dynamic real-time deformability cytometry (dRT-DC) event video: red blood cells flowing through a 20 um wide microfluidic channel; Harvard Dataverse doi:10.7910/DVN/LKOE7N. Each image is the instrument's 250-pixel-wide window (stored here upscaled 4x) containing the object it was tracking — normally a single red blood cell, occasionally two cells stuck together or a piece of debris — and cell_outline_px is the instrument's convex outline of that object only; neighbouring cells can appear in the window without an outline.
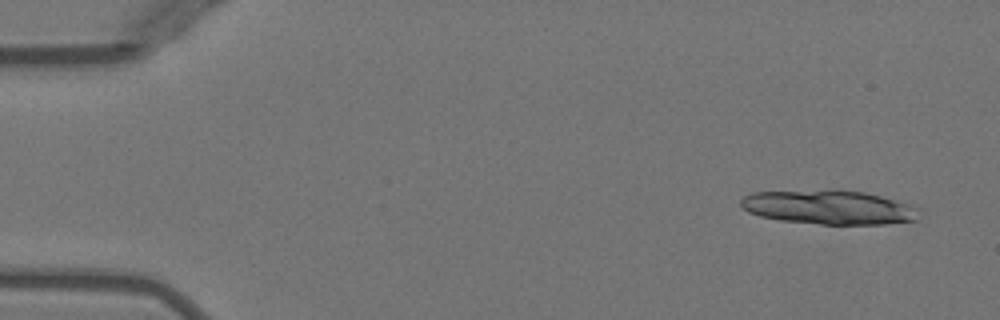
{"species": "Egyptian fruit bat (a non-hibernating species)", "species_latin": "Rousettus aegyptiacus", "temperature_condition": "warm", "stored_images_in_passage": 18, "camera_frame_rate_fps": 3000, "um_per_image_px": 0.085, "animal": {"sex": "female"}, "frame": {"image": 1, "passage_image": 3, "time_ms": 0.667, "image_size_px": [1000, 320], "cell_outline_px": [[920, 208], [916, 220], [884, 224], [820, 224], [780, 220], [760, 216], [748, 212], [740, 204], [740, 200], [744, 196], [752, 192], [864, 192], [912, 204]], "centroid_in_image_um": [70.5, 17.66], "position_along_channel_um": 14.5, "area_um2": 34.45}}